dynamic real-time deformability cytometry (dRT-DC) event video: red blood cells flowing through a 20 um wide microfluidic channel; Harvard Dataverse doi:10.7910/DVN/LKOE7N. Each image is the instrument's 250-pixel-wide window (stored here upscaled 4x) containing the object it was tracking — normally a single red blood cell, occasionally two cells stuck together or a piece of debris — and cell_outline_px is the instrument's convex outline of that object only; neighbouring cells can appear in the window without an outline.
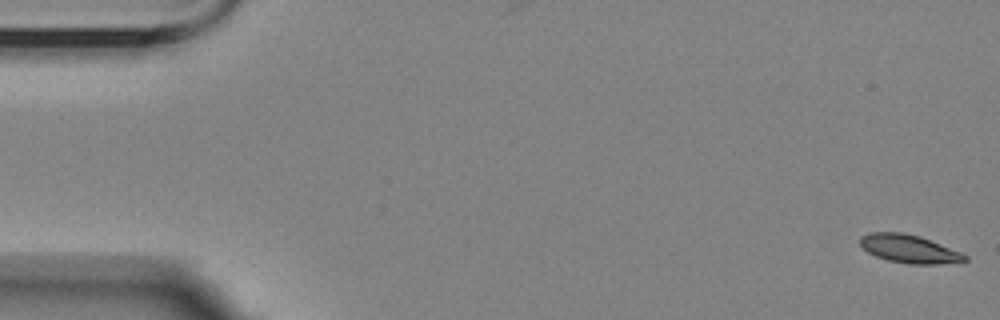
{"species": "Egyptian fruit bat (a non-hibernating species)", "species_latin": "Rousettus aegyptiacus", "temperature_condition": "room temperature", "stored_images_in_passage": 7, "camera_frame_rate_fps": 3000, "um_per_image_px": 0.085, "animal": {"sex": "female"}, "frame": {"image": 1, "passage_image": 1, "time_ms": 0.0, "image_size_px": [1000, 320], "cell_outline_px": [[968, 260], [936, 264], [908, 264], [888, 260], [876, 256], [868, 252], [860, 244], [860, 236], [868, 232], [904, 232], [920, 236], [960, 252], [968, 256]], "centroid_in_image_um": [77.24, 21.14], "position_along_channel_um": 7.8, "area_um2": 17.11}}
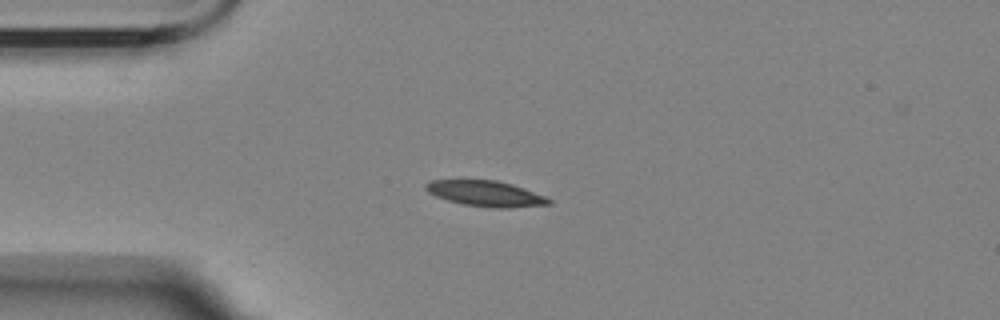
{"frame": {"image": 2, "passage_image": 5, "time_ms": 4.333, "image_size_px": [1000, 320], "cell_outline_px": [[552, 204], [508, 208], [492, 208], [464, 204], [448, 200], [436, 196], [428, 192], [424, 188], [424, 184], [432, 180], [496, 180], [512, 184], [524, 188], [544, 196], [552, 200]], "centroid_in_image_um": [41.28, 16.45], "position_along_channel_um": 43.7, "area_um2": 18.32}}
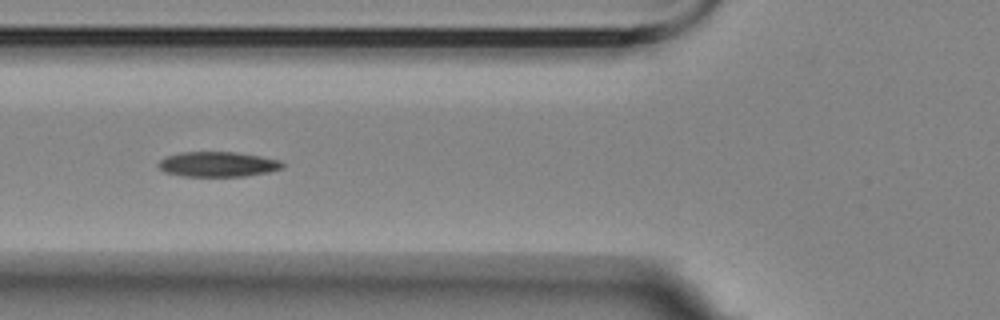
{"frame": {"image": 3, "passage_image": 7, "time_ms": 6.667, "image_size_px": [1000, 320], "cell_outline_px": [[284, 168], [268, 172], [244, 176], [184, 176], [164, 172], [156, 164], [160, 160], [168, 156], [184, 152], [232, 152], [260, 156], [280, 160], [284, 164]], "centroid_in_image_um": [18.52, 13.96], "position_along_channel_um": 107.3, "area_um2": 17.98}}